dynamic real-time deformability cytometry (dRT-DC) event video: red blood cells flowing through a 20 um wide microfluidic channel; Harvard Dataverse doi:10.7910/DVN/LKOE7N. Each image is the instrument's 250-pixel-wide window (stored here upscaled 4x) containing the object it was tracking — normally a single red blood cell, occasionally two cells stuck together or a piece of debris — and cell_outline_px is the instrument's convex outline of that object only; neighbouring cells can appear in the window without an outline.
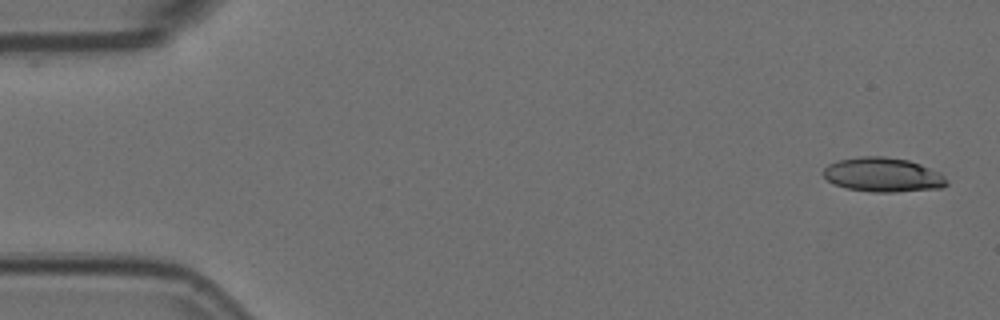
{"species": "Egyptian fruit bat (a non-hibernating species)", "species_latin": "Rousettus aegyptiacus", "temperature_condition": "room temperature", "stored_images_in_passage": 5, "camera_frame_rate_fps": 3000, "um_per_image_px": 0.085, "animal": {"sex": "female"}, "frame": {"image": 1, "passage_image": 1, "time_ms": 0.0, "image_size_px": [1000, 320], "cell_outline_px": [[948, 184], [940, 188], [896, 192], [872, 192], [848, 188], [836, 184], [828, 180], [820, 172], [828, 164], [836, 160], [860, 156], [884, 156], [908, 160], [920, 164], [940, 172], [948, 180]], "centroid_in_image_um": [75.04, 14.85], "position_along_channel_um": 10.0, "area_um2": 24.8}}
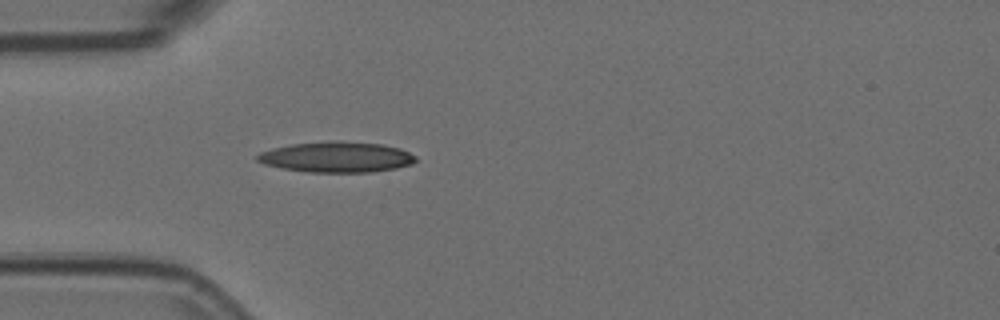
{"frame": {"image": 2, "passage_image": 5, "time_ms": 1.333, "image_size_px": [1000, 320], "cell_outline_px": [[416, 160], [412, 164], [396, 168], [372, 172], [308, 172], [284, 168], [264, 164], [256, 160], [256, 156], [260, 152], [272, 148], [292, 144], [328, 140], [340, 140], [380, 144], [400, 148], [416, 156]], "centroid_in_image_um": [28.61, 13.34], "position_along_channel_um": 56.4, "area_um2": 28.38}}